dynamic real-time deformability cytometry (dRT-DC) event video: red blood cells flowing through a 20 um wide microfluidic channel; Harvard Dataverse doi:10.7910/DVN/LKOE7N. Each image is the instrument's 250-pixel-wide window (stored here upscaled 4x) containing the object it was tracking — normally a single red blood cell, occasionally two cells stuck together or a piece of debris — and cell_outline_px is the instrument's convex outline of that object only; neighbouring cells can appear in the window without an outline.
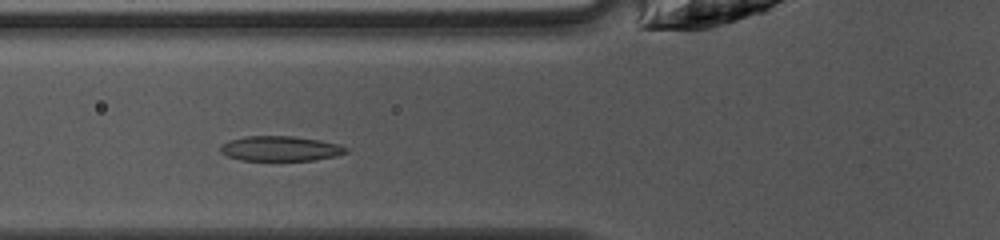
{"species": "common noctule bat (a hibernating species)", "species_latin": "Nyctalus noctula", "temperature_condition": "warm", "stored_images_in_passage": 27, "camera_frame_rate_fps": 3000, "um_per_image_px": 0.085, "animal": {"sex": "female", "body_mass_g": 10.0, "forearm_length_mm": 53.1}, "frame": {"image": 1, "passage_image": 4, "time_ms": 1.0, "image_size_px": [1000, 240], "cell_outline_px": [[348, 152], [336, 156], [312, 160], [240, 160], [228, 156], [220, 152], [220, 148], [228, 140], [244, 136], [292, 136], [320, 140], [340, 144], [348, 148]], "centroid_in_image_um": [23.85, 12.62], "position_along_channel_um": 102.0, "area_um2": 18.26}}
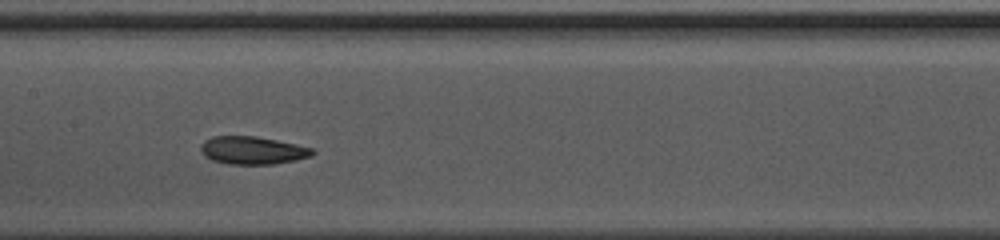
{"frame": {"image": 2, "passage_image": 10, "time_ms": 3.0, "image_size_px": [1000, 240], "cell_outline_px": [[316, 152], [312, 156], [296, 160], [272, 164], [228, 164], [212, 160], [204, 156], [200, 152], [200, 144], [204, 140], [212, 136], [256, 136], [276, 140], [312, 148]], "centroid_in_image_um": [21.43, 12.78], "position_along_channel_um": 186.0, "area_um2": 18.21}}
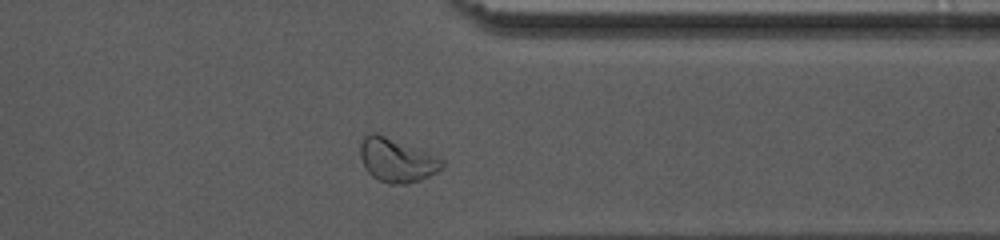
{"frame": {"image": 3, "passage_image": 24, "time_ms": 7.667, "image_size_px": [1000, 240], "cell_outline_px": [[444, 168], [420, 180], [408, 184], [388, 184], [372, 176], [364, 168], [360, 156], [360, 144], [364, 136], [368, 132], [376, 132], [428, 152], [444, 160]], "centroid_in_image_um": [33.71, 13.61], "position_along_channel_um": 377.7, "area_um2": 21.04}, "authors_computed_cell_mechanics": {"area_um2": 18.3804, "velocity_mm_per_s": 4.1653, "shape_relaxation_time_tau1_ms": 4.4429, "shape_relaxation_time_tau2_ms": 3.302, "deformation_change_tau1": 0.1444, "deformation_change_tau2": 0.0794}}